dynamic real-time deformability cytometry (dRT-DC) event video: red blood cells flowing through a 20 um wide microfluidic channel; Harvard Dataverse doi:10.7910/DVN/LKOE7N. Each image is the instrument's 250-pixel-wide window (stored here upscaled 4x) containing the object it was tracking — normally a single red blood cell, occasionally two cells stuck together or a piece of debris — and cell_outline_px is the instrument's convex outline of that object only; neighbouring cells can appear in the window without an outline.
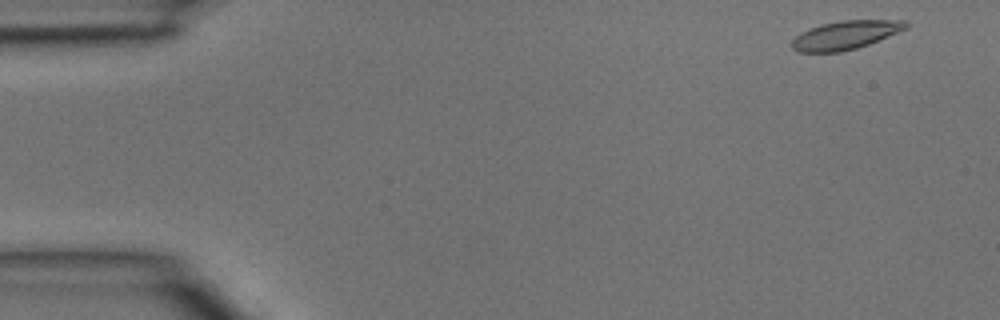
{"species": "common noctule bat (a hibernating species)", "species_latin": "Nyctalus noctula", "temperature_condition": "room temperature", "stored_images_in_passage": 4, "camera_frame_rate_fps": 3000, "um_per_image_px": 0.085, "animal": {"sex": "male", "body_mass_g": 15.6}, "frame": {"image": 1, "passage_image": 1, "time_ms": 0.0, "image_size_px": [1000, 320], "cell_outline_px": [[908, 28], [868, 44], [856, 48], [840, 52], [800, 52], [792, 48], [792, 40], [800, 32], [820, 24], [840, 20], [908, 20]], "centroid_in_image_um": [71.86, 2.97], "position_along_channel_um": 13.1, "area_um2": 18.96}}
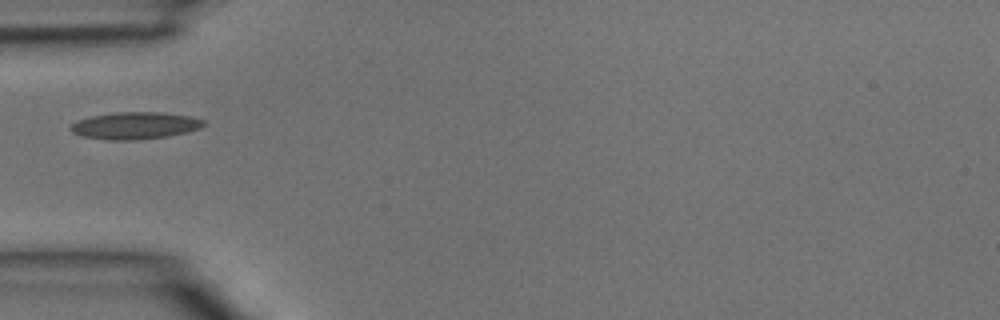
{"frame": {"image": 2, "passage_image": 4, "time_ms": 1.0, "image_size_px": [1000, 320], "cell_outline_px": [[208, 124], [200, 128], [188, 132], [168, 136], [136, 140], [112, 140], [84, 136], [72, 132], [68, 128], [76, 120], [92, 116], [116, 112], [160, 112], [192, 116], [204, 120]], "centroid_in_image_um": [11.52, 10.67], "position_along_channel_um": 73.5, "area_um2": 21.1}}